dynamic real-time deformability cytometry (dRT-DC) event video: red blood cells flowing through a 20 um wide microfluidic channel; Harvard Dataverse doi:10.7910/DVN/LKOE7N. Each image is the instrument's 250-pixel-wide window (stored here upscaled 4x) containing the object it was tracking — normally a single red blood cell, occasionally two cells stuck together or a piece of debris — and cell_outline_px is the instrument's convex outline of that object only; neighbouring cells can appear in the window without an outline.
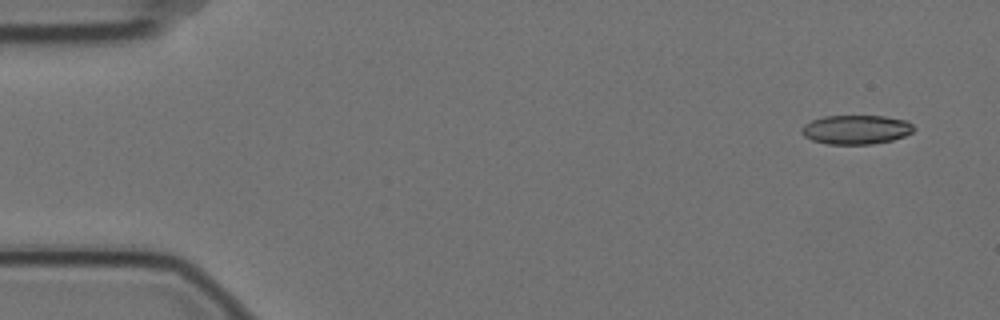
{"species": "Egyptian fruit bat (a non-hibernating species)", "species_latin": "Rousettus aegyptiacus", "temperature_condition": "cold", "stored_images_in_passage": 4, "camera_frame_rate_fps": 3000, "um_per_image_px": 0.085, "animal": {"sex": "female"}, "frame": {"image": 1, "passage_image": 1, "time_ms": 0.0, "image_size_px": [1000, 320], "cell_outline_px": [[916, 128], [912, 132], [904, 136], [892, 140], [872, 144], [828, 144], [812, 140], [804, 136], [800, 132], [800, 128], [804, 124], [812, 120], [824, 116], [884, 116], [904, 120], [912, 124]], "centroid_in_image_um": [72.74, 11.01], "position_along_channel_um": 12.3, "area_um2": 19.07}}
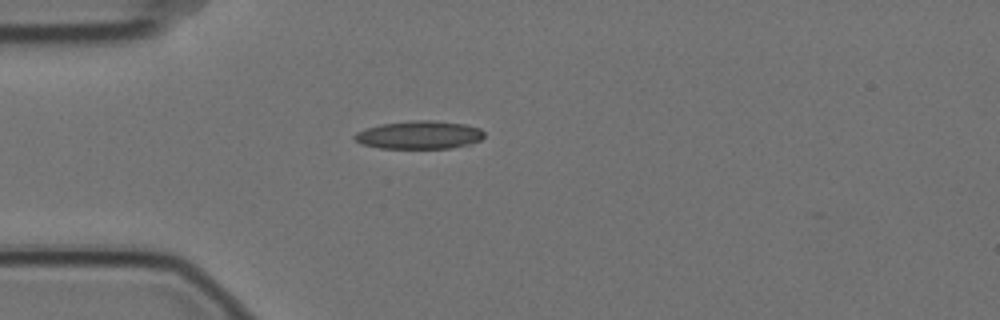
{"frame": {"image": 2, "passage_image": 4, "time_ms": 1.0, "image_size_px": [1000, 320], "cell_outline_px": [[484, 136], [480, 140], [468, 144], [448, 148], [380, 148], [364, 144], [356, 140], [352, 136], [356, 132], [364, 128], [380, 124], [412, 120], [432, 120], [464, 124], [480, 128], [484, 132]], "centroid_in_image_um": [35.62, 11.46], "position_along_channel_um": 49.4, "area_um2": 21.15}}